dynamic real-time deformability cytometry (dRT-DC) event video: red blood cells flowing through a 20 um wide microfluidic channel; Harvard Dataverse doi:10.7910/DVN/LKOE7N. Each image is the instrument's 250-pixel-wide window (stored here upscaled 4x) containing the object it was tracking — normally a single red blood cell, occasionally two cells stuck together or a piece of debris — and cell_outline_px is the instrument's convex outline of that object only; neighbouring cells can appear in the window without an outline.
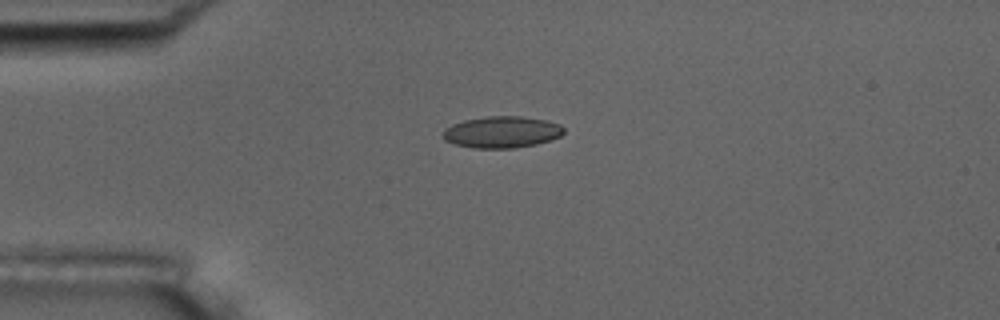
{"species": "common noctule bat (a hibernating species)", "species_latin": "Nyctalus noctula", "temperature_condition": "room temperature", "stored_images_in_passage": 6, "camera_frame_rate_fps": 3000, "um_per_image_px": 0.085, "animal": {"sex": "male", "body_mass_g": 17.5, "forearm_length_mm": 52.3}, "frame": {"image": 1, "passage_image": 6, "time_ms": 1.667, "image_size_px": [1000, 320], "cell_outline_px": [[564, 132], [560, 136], [536, 144], [512, 148], [476, 148], [456, 144], [444, 140], [444, 128], [452, 124], [464, 120], [484, 116], [520, 116], [548, 120], [560, 124], [564, 128]], "centroid_in_image_um": [42.66, 11.21], "position_along_channel_um": 42.3, "area_um2": 22.2}}